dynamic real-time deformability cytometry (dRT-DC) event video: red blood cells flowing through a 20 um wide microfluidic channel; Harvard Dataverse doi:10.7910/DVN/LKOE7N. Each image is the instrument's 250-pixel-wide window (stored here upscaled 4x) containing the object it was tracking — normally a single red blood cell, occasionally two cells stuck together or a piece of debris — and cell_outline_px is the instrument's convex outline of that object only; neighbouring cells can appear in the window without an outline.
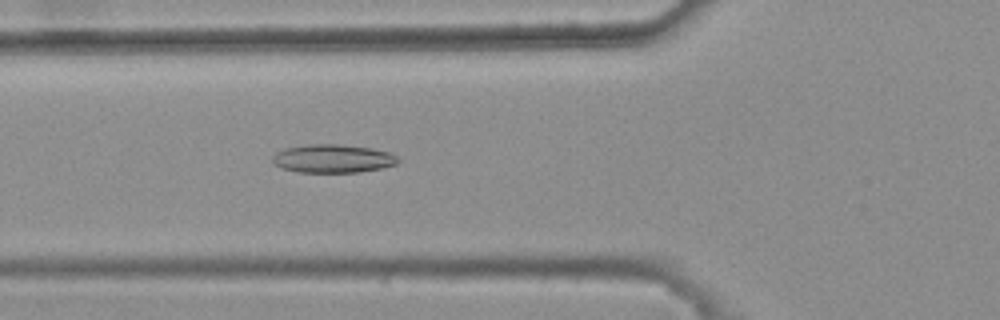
{"species": "common noctule bat (a hibernating species)", "species_latin": "Nyctalus noctula", "temperature_condition": "warm", "stored_images_in_passage": 42, "camera_frame_rate_fps": 3000, "um_per_image_px": 0.085, "animal": {"sex": "female", "body_mass_g": 25.1}, "frame": {"image": 1, "passage_image": 19, "time_ms": 6.0, "image_size_px": [1000, 320], "cell_outline_px": [[400, 160], [396, 164], [380, 168], [360, 172], [296, 172], [284, 168], [276, 164], [272, 160], [272, 156], [276, 152], [284, 148], [304, 144], [340, 144], [372, 148], [388, 152], [396, 156]], "centroid_in_image_um": [28.28, 13.47], "position_along_channel_um": 97.5, "area_um2": 20.75}}
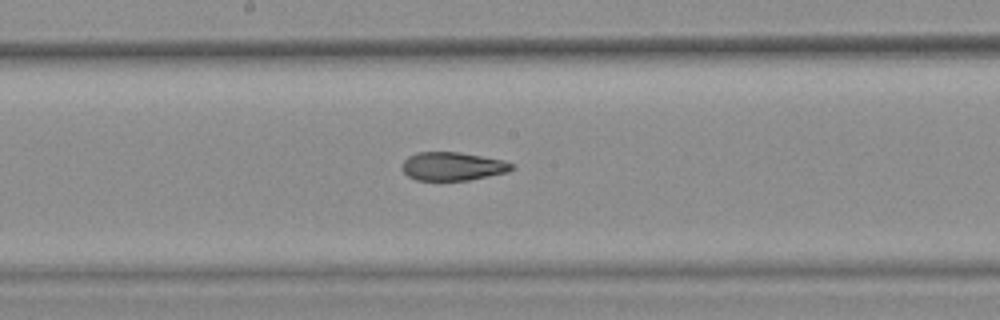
{"frame": {"image": 2, "passage_image": 28, "time_ms": 9.0, "image_size_px": [1000, 320], "cell_outline_px": [[516, 168], [508, 172], [468, 180], [416, 180], [408, 176], [404, 172], [404, 160], [408, 156], [416, 152], [460, 152], [500, 160], [516, 164]], "centroid_in_image_um": [38.5, 14.13], "position_along_channel_um": 209.7, "area_um2": 18.03}}
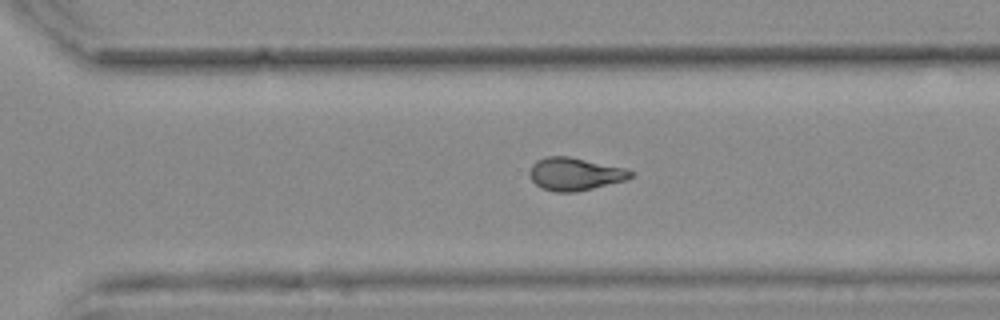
{"frame": {"image": 3, "passage_image": 37, "time_ms": 12.0, "image_size_px": [1000, 320], "cell_outline_px": [[636, 172], [628, 180], [576, 192], [556, 192], [540, 188], [528, 176], [528, 172], [532, 164], [536, 160], [548, 156], [568, 156], [624, 168]], "centroid_in_image_um": [48.85, 14.8], "position_along_channel_um": 321.7, "area_um2": 19.48}, "authors_computed_cell_mechanics": {"area_um2": 19.7098, "velocity_mm_per_s": 3.7316, "shape_relaxation_time_tau1_ms": null, "shape_relaxation_time_tau2_ms": 1.926, "deformation_change_tau1": null, "deformation_change_tau2": 0.0852}}